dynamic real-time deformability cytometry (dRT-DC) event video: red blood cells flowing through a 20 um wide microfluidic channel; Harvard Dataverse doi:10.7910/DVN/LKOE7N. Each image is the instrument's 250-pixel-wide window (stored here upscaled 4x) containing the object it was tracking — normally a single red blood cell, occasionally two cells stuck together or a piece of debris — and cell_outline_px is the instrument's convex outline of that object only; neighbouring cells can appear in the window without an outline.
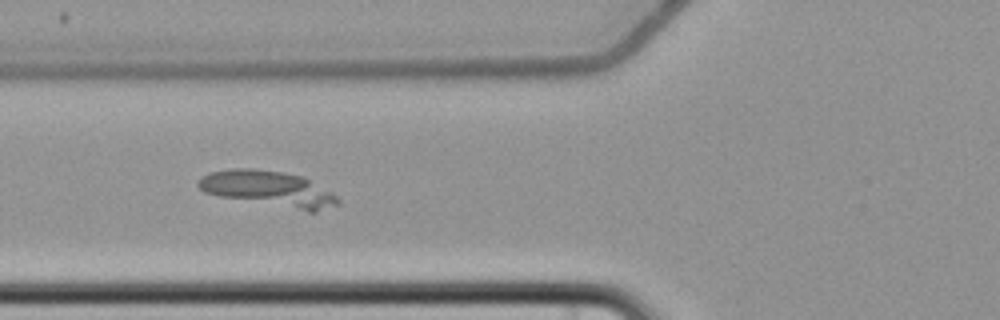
{"species": "common noctule bat (a hibernating species)", "species_latin": "Nyctalus noctula", "temperature_condition": "cold", "stored_images_in_passage": 9, "camera_frame_rate_fps": 3000, "um_per_image_px": 0.085, "animal": {"sex": "female", "body_mass_g": 22.7, "forearm_length_mm": 54.2}, "frame": {"image": 1, "passage_image": 6, "time_ms": 7.0, "image_size_px": [1000, 320], "cell_outline_px": [[340, 204], [316, 212], [308, 212], [220, 196], [204, 192], [196, 184], [196, 180], [200, 176], [208, 172], [232, 168], [252, 168], [284, 172], [304, 176], [332, 192], [340, 200]], "centroid_in_image_um": [22.83, 16.04], "position_along_channel_um": 103.0, "area_um2": 29.36}}